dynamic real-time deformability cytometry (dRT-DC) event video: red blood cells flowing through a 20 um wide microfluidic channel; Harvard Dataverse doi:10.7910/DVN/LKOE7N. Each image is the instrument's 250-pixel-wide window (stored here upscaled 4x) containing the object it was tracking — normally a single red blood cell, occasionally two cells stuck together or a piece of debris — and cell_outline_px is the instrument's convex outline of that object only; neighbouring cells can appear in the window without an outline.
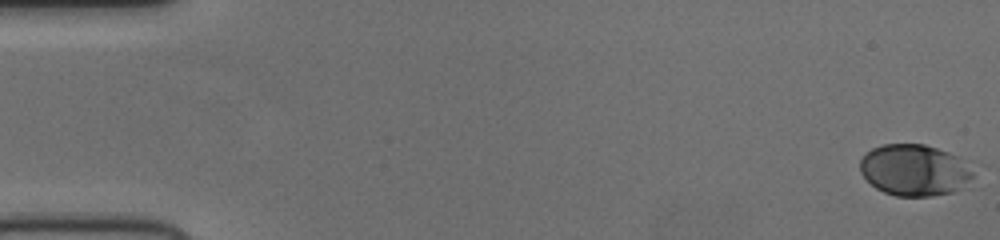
{"species": "human", "species_latin": "Homo sapiens", "temperature_condition": "cold", "stored_images_in_passage": 53, "camera_frame_rate_fps": 3000, "um_per_image_px": 0.085, "donor": {"sex": "female"}, "frame": {"image": 1, "passage_image": 1, "time_ms": 0.0, "image_size_px": [1000, 240], "cell_outline_px": [[976, 168], [972, 176], [960, 188], [952, 192], [932, 196], [896, 196], [884, 192], [876, 188], [860, 172], [860, 160], [864, 152], [872, 148], [884, 144], [924, 144], [948, 152], [956, 156]], "centroid_in_image_um": [77.72, 14.45], "position_along_channel_um": 7.3, "area_um2": 33.93}}
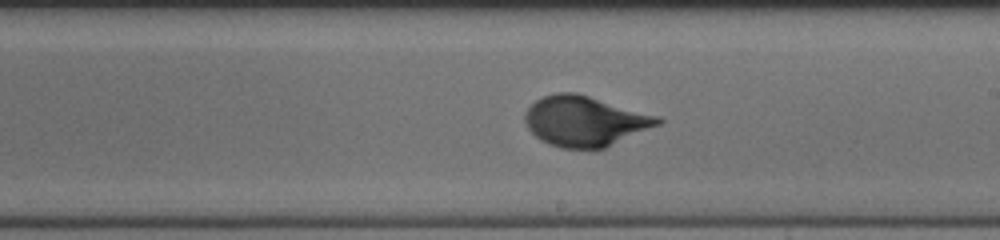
{"frame": {"image": 2, "passage_image": 31, "time_ms": 10.0, "image_size_px": [1000, 240], "cell_outline_px": [[664, 120], [660, 124], [604, 148], [560, 148], [548, 144], [540, 140], [528, 128], [524, 120], [524, 112], [536, 100], [544, 96], [556, 92], [576, 92], [660, 116]], "centroid_in_image_um": [49.71, 10.28], "position_along_channel_um": 239.3, "area_um2": 38.84}}
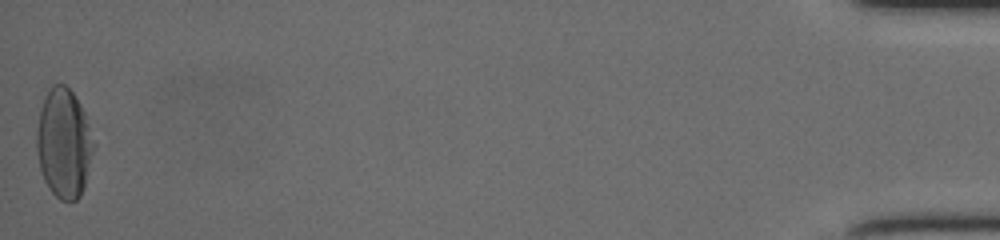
{"frame": {"image": 3, "passage_image": 53, "time_ms": 17.333, "image_size_px": [1000, 240], "cell_outline_px": [[96, 144], [84, 188], [80, 196], [76, 200], [60, 200], [48, 188], [44, 180], [40, 168], [36, 152], [36, 132], [40, 108], [44, 96], [48, 88], [52, 84], [64, 84], [72, 92], [80, 104], [84, 112]], "centroid_in_image_um": [5.43, 12.17], "position_along_channel_um": 429.8, "area_um2": 36.76}}